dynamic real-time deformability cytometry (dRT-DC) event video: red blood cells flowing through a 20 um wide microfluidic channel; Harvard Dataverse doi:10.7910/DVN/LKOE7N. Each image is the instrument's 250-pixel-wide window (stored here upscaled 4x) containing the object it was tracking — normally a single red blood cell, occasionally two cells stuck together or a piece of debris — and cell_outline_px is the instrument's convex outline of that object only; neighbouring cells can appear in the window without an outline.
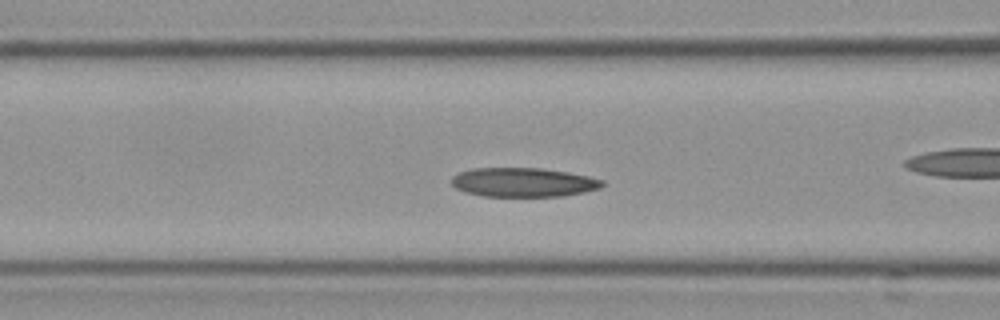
{"species": "Egyptian fruit bat (a non-hibernating species)", "species_latin": "Rousettus aegyptiacus", "temperature_condition": "cold", "stored_images_in_passage": 52, "camera_frame_rate_fps": 3000, "um_per_image_px": 0.085, "frame": {"image": 1, "passage_image": 18, "time_ms": 5.667, "image_size_px": [1000, 320], "cell_outline_px": [[604, 184], [600, 188], [584, 192], [564, 196], [484, 196], [464, 192], [456, 188], [452, 184], [452, 176], [460, 172], [472, 168], [540, 168], [568, 172], [588, 176], [604, 180]], "centroid_in_image_um": [44.49, 15.49], "position_along_channel_um": 122.1, "area_um2": 25.61}}
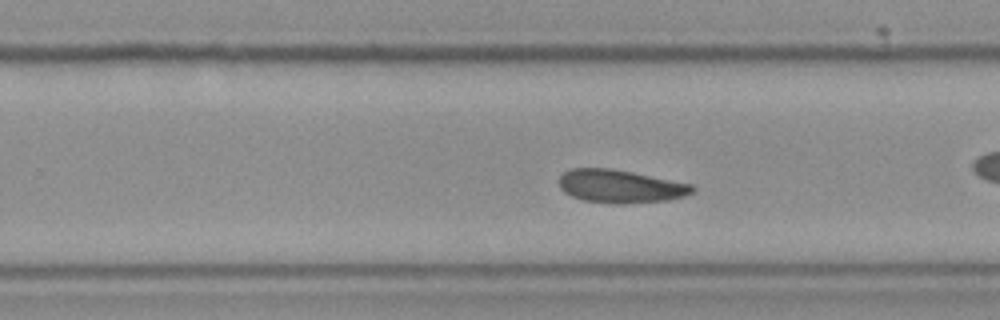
{"frame": {"image": 2, "passage_image": 31, "time_ms": 10.0, "image_size_px": [1000, 320], "cell_outline_px": [[696, 188], [692, 192], [684, 196], [668, 200], [624, 204], [616, 204], [580, 200], [564, 192], [560, 188], [560, 176], [564, 172], [572, 168], [608, 168], [632, 172], [692, 184]], "centroid_in_image_um": [52.72, 15.84], "position_along_channel_um": 277.1, "area_um2": 25.72}}
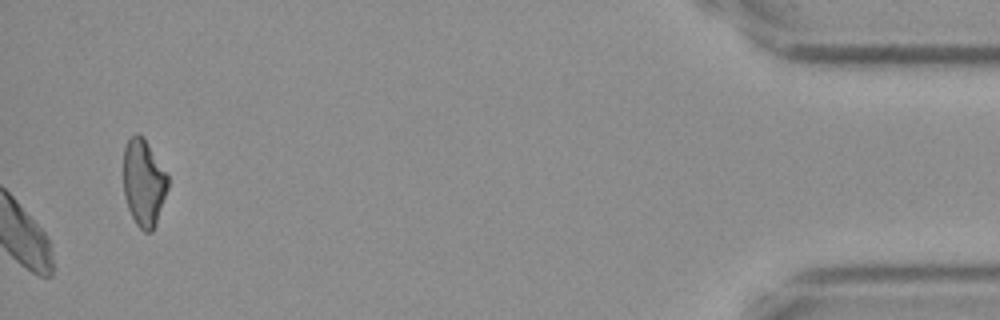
{"frame": {"image": 3, "passage_image": 52, "time_ms": 17.0, "image_size_px": [1000, 320], "cell_outline_px": [[168, 188], [156, 224], [152, 232], [144, 232], [136, 224], [128, 208], [124, 196], [124, 148], [128, 140], [136, 132], [144, 140], [168, 176]], "centroid_in_image_um": [12.2, 15.59], "position_along_channel_um": 423.0, "area_um2": 22.08}, "authors_computed_cell_mechanics": {"area_um2": 25.432, "velocity_mm_per_s": 3.5791, "shape_relaxation_time_tau1_ms": 6.9021, "shape_relaxation_time_tau2_ms": 5.2134, "deformation_change_tau1": 0.1392, "deformation_change_tau2": 0.107}}